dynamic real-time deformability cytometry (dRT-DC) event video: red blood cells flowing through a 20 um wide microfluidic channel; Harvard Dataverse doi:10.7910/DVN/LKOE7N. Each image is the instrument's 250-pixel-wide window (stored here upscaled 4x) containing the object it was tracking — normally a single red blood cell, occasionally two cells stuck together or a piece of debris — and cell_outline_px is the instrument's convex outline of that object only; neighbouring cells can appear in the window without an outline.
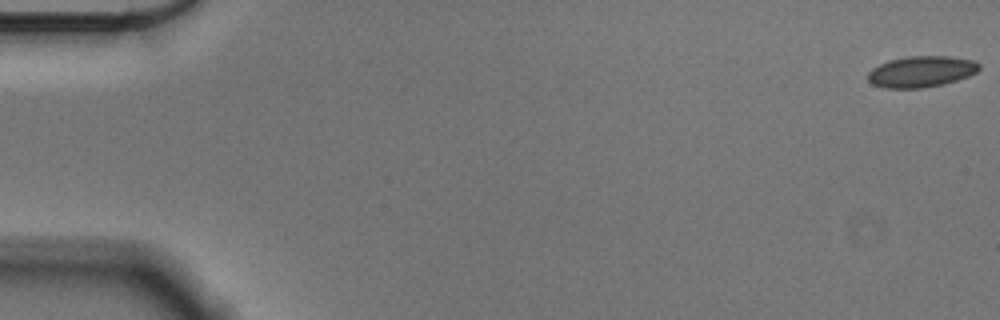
{"species": "Egyptian fruit bat (a non-hibernating species)", "species_latin": "Rousettus aegyptiacus", "temperature_condition": "cold", "stored_images_in_passage": 52, "camera_frame_rate_fps": 3000, "um_per_image_px": 0.085, "animal": {"sex": "male"}, "frame": {"image": 1, "passage_image": 1, "time_ms": 0.0, "image_size_px": [1000, 320], "cell_outline_px": [[980, 68], [976, 72], [968, 76], [944, 84], [920, 88], [884, 88], [872, 84], [868, 80], [868, 72], [872, 68], [888, 60], [908, 56], [948, 56], [972, 60], [980, 64]], "centroid_in_image_um": [78.29, 6.08], "position_along_channel_um": 6.7, "area_um2": 20.17}}
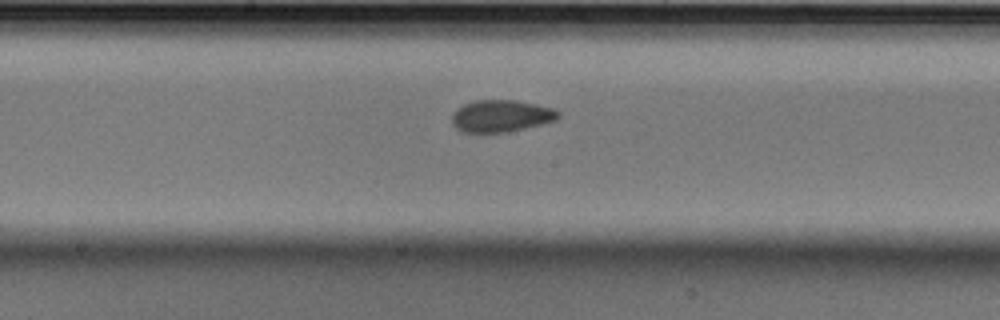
{"frame": {"image": 2, "passage_image": 30, "time_ms": 9.667, "image_size_px": [1000, 320], "cell_outline_px": [[560, 116], [556, 120], [508, 132], [464, 132], [456, 128], [452, 124], [452, 116], [456, 108], [464, 104], [476, 100], [516, 100], [536, 104], [552, 108], [560, 112]], "centroid_in_image_um": [42.58, 9.85], "position_along_channel_um": 205.6, "area_um2": 19.77}}
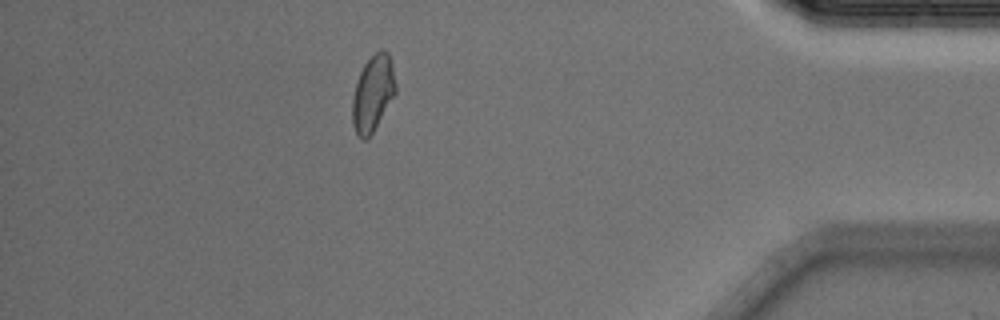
{"frame": {"image": 3, "passage_image": 50, "time_ms": 16.333, "image_size_px": [1000, 320], "cell_outline_px": [[396, 92], [372, 132], [364, 140], [356, 132], [352, 124], [352, 96], [356, 80], [364, 64], [380, 48], [384, 48], [388, 52], [392, 60], [396, 84]], "centroid_in_image_um": [31.69, 7.86], "position_along_channel_um": 403.5, "area_um2": 19.13}, "authors_computed_cell_mechanics": {"area_um2": 19.6809, "velocity_mm_per_s": 3.5806, "shape_relaxation_time_tau1_ms": 8.6551, "shape_relaxation_time_tau2_ms": 2.0525, "deformation_change_tau1": 0.1306, "deformation_change_tau2": 0.0677}}